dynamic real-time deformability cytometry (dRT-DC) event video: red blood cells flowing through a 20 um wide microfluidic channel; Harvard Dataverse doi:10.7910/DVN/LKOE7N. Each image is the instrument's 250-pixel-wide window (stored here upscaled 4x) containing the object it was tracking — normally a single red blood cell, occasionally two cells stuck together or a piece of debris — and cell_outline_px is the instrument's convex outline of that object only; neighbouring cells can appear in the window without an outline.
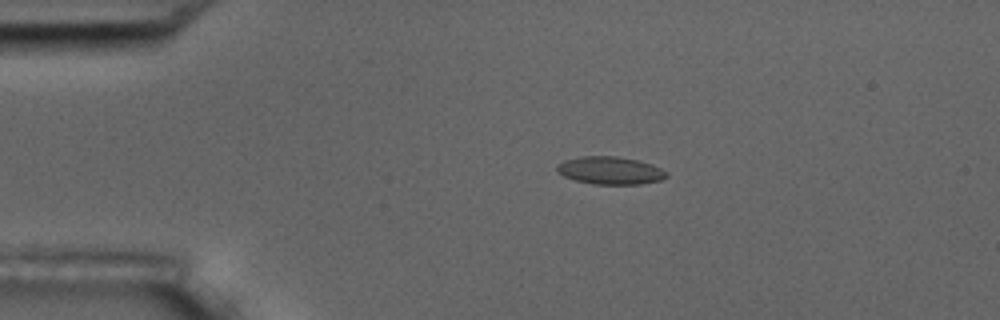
{"species": "common noctule bat (a hibernating species)", "species_latin": "Nyctalus noctula", "temperature_condition": "room temperature", "stored_images_in_passage": 4, "camera_frame_rate_fps": 3000, "um_per_image_px": 0.085, "animal": {"sex": "male", "body_mass_g": 17.5, "forearm_length_mm": 52.3}, "frame": {"image": 1, "passage_image": 3, "time_ms": 3.0, "image_size_px": [1000, 320], "cell_outline_px": [[668, 176], [660, 180], [640, 184], [592, 184], [576, 180], [564, 176], [556, 172], [556, 164], [564, 160], [580, 156], [616, 156], [636, 160], [652, 164], [668, 172]], "centroid_in_image_um": [51.84, 14.49], "position_along_channel_um": 33.2, "area_um2": 17.74}}